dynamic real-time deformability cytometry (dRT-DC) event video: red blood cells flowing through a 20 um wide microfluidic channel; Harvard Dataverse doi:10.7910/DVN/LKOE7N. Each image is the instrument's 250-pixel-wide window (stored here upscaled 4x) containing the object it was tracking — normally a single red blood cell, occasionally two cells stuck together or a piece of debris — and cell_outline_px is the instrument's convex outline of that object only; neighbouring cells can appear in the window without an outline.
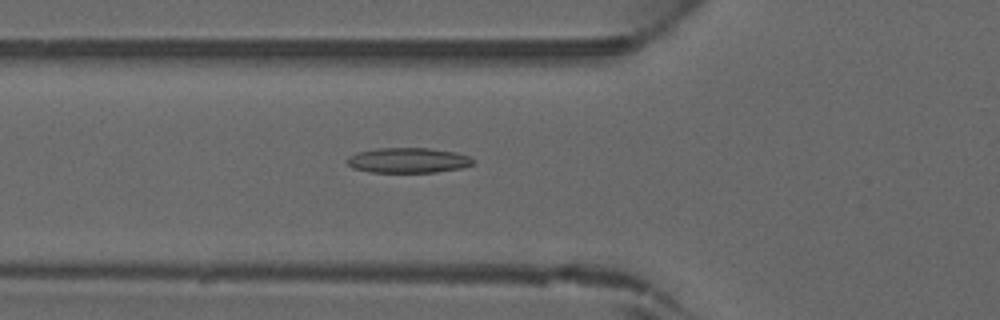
{"species": "common noctule bat (a hibernating species)", "species_latin": "Nyctalus noctula", "temperature_condition": "warm", "stored_images_in_passage": 37, "camera_frame_rate_fps": 3000, "um_per_image_px": 0.085, "animal": {"sex": "male", "forearm_length_mm": 52.5}, "frame": {"image": 1, "passage_image": 16, "time_ms": 5.0, "image_size_px": [1000, 320], "cell_outline_px": [[476, 160], [472, 164], [460, 168], [436, 172], [368, 172], [352, 168], [348, 164], [348, 156], [356, 152], [376, 148], [428, 148], [456, 152], [468, 156]], "centroid_in_image_um": [34.67, 13.62], "position_along_channel_um": 91.1, "area_um2": 18.5}}
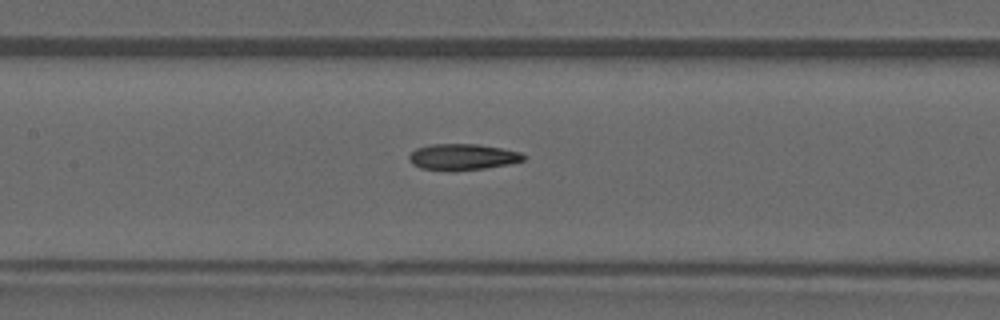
{"frame": {"image": 2, "passage_image": 21, "time_ms": 6.667, "image_size_px": [1000, 320], "cell_outline_px": [[528, 156], [524, 160], [508, 164], [484, 168], [452, 172], [448, 172], [420, 168], [412, 164], [408, 160], [408, 156], [416, 148], [428, 144], [476, 144], [500, 148], [520, 152]], "centroid_in_image_um": [39.27, 13.35], "position_along_channel_um": 168.1, "area_um2": 17.74}}